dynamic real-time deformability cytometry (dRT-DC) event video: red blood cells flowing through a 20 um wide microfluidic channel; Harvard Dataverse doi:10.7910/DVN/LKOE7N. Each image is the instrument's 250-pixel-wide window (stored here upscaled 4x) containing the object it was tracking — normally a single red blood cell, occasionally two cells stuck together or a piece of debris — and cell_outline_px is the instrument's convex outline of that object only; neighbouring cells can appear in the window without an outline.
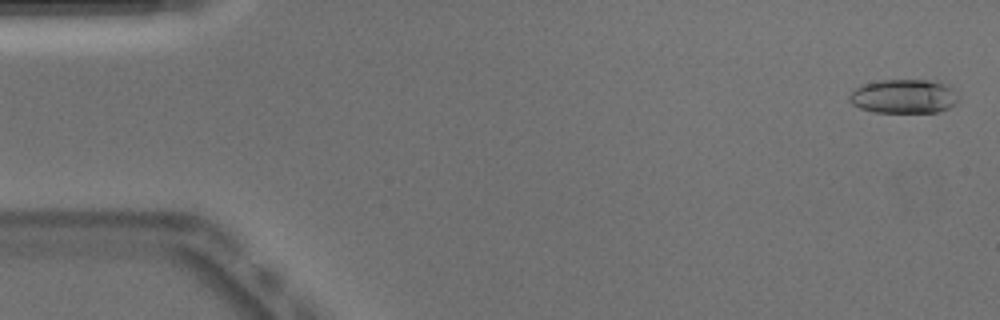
{"species": "Egyptian fruit bat (a non-hibernating species)", "species_latin": "Rousettus aegyptiacus", "temperature_condition": "warm", "stored_images_in_passage": 51, "camera_frame_rate_fps": 3000, "um_per_image_px": 0.085, "animal": {"sex": "male"}, "frame": {"image": 1, "passage_image": 2, "time_ms": 0.333, "image_size_px": [1000, 320], "cell_outline_px": [[960, 100], [956, 104], [948, 108], [936, 112], [876, 112], [860, 108], [852, 104], [848, 100], [848, 96], [856, 88], [864, 84], [880, 80], [936, 80], [948, 84], [960, 96]], "centroid_in_image_um": [76.88, 8.18], "position_along_channel_um": 8.1, "area_um2": 21.91}}
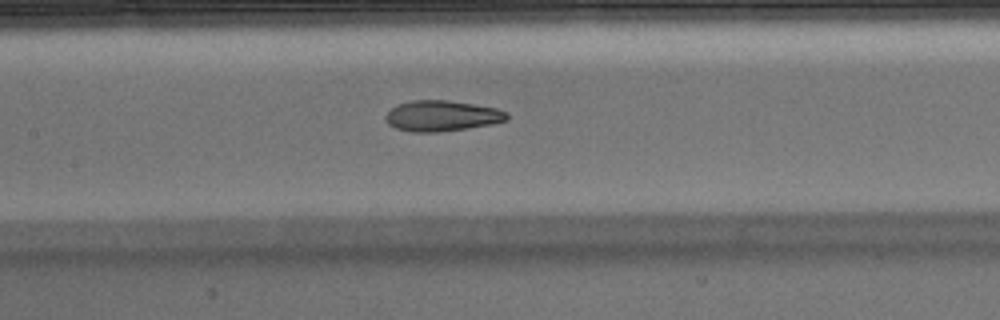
{"frame": {"image": 2, "passage_image": 24, "time_ms": 7.667, "image_size_px": [1000, 320], "cell_outline_px": [[508, 120], [492, 124], [468, 128], [436, 132], [412, 132], [396, 128], [388, 124], [384, 120], [384, 116], [392, 108], [400, 104], [412, 100], [448, 100], [496, 108], [508, 112]], "centroid_in_image_um": [37.56, 9.85], "position_along_channel_um": 169.8, "area_um2": 21.68}}
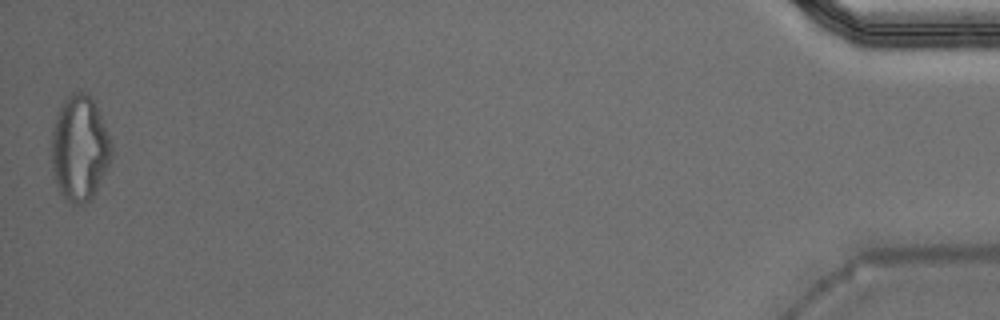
{"frame": {"image": 3, "passage_image": 51, "time_ms": 16.667, "image_size_px": [1000, 320], "cell_outline_px": [[112, 156], [108, 168], [92, 200], [84, 204], [72, 204], [64, 200], [56, 184], [52, 168], [52, 128], [60, 104], [72, 92], [88, 92], [104, 124], [112, 144]], "centroid_in_image_um": [6.77, 12.65], "position_along_channel_um": 428.4, "area_um2": 37.11}, "authors_computed_cell_mechanics": {"area_um2": 21.7906, "velocity_mm_per_s": 3.9454, "shape_relaxation_time_tau1_ms": 5.5132, "shape_relaxation_time_tau2_ms": 2.1393, "deformation_change_tau1": 0.2217, "deformation_change_tau2": 0.1042}}